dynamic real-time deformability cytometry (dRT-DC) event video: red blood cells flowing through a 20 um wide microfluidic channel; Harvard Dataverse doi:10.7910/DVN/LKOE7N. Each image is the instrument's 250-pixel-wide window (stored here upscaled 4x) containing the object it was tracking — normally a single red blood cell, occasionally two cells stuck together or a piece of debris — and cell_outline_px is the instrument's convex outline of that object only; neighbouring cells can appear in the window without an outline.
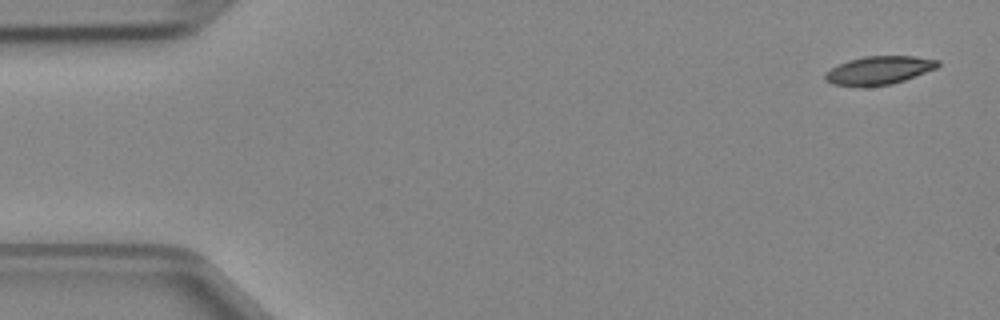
{"species": "Egyptian fruit bat (a non-hibernating species)", "species_latin": "Rousettus aegyptiacus", "temperature_condition": "cold", "stored_images_in_passage": 4, "camera_frame_rate_fps": 3000, "um_per_image_px": 0.085, "animal": {"sex": "female"}, "frame": {"image": 1, "passage_image": 1, "time_ms": 0.0, "image_size_px": [1000, 320], "cell_outline_px": [[940, 64], [936, 68], [904, 80], [892, 84], [832, 84], [824, 80], [824, 72], [848, 60], [864, 56], [916, 56], [940, 60]], "centroid_in_image_um": [74.74, 5.93], "position_along_channel_um": 10.3, "area_um2": 18.03}}
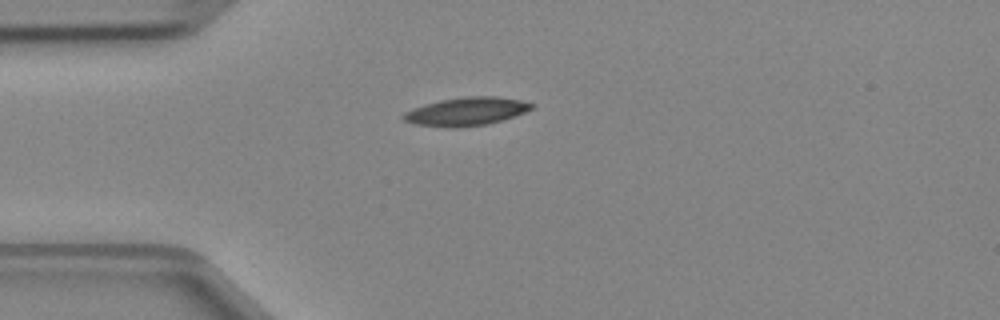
{"frame": {"image": 2, "passage_image": 4, "time_ms": 1.0, "image_size_px": [1000, 320], "cell_outline_px": [[536, 104], [532, 108], [524, 112], [488, 124], [456, 128], [448, 128], [412, 124], [404, 120], [400, 116], [404, 112], [424, 104], [440, 100], [464, 96], [496, 96], [520, 100]], "centroid_in_image_um": [39.58, 9.48], "position_along_channel_um": 45.4, "area_um2": 21.21}}